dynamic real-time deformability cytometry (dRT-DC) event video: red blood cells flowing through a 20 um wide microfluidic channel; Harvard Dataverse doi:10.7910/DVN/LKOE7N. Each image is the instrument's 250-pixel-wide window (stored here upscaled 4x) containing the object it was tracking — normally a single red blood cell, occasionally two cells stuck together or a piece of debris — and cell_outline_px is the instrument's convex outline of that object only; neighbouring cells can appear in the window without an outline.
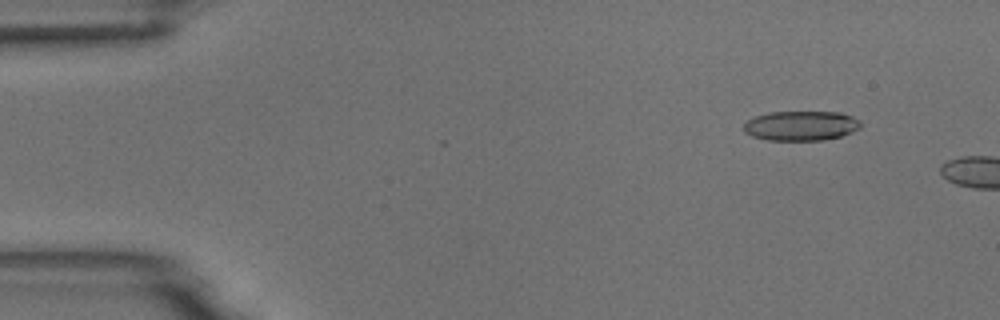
{"species": "common noctule bat (a hibernating species)", "species_latin": "Nyctalus noctula", "temperature_condition": "room temperature", "stored_images_in_passage": 3, "camera_frame_rate_fps": 3000, "um_per_image_px": 0.085, "animal": {"sex": "male", "body_mass_g": 18.8}, "frame": {"image": 1, "passage_image": 2, "time_ms": 0.333, "image_size_px": [1000, 320], "cell_outline_px": [[860, 128], [852, 132], [840, 136], [824, 140], [768, 140], [752, 136], [744, 132], [744, 124], [748, 120], [756, 116], [768, 112], [840, 112], [852, 116], [860, 120]], "centroid_in_image_um": [68.09, 10.69], "position_along_channel_um": 16.9, "area_um2": 20.23}}